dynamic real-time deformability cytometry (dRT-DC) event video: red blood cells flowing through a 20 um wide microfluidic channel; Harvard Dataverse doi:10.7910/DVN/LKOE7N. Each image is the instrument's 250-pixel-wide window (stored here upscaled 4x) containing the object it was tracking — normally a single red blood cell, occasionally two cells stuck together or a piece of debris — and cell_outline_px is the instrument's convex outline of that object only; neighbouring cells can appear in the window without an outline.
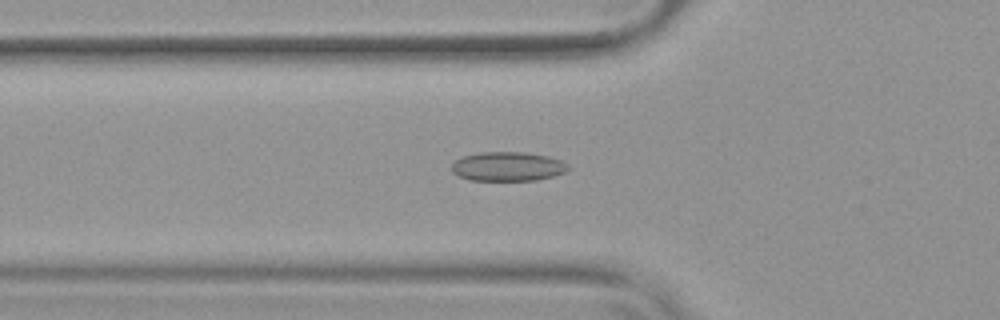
{"species": "common noctule bat (a hibernating species)", "species_latin": "Nyctalus noctula", "temperature_condition": "warm", "stored_images_in_passage": 53, "camera_frame_rate_fps": 3000, "um_per_image_px": 0.085, "animal": {"sex": "female", "body_mass_g": 19.9}, "frame": {"image": 1, "passage_image": 19, "time_ms": 6.0, "image_size_px": [1000, 320], "cell_outline_px": [[568, 168], [564, 172], [552, 176], [536, 180], [468, 180], [452, 172], [452, 164], [460, 156], [480, 152], [524, 152], [548, 156], [560, 160], [568, 164]], "centroid_in_image_um": [43.12, 14.14], "position_along_channel_um": 82.7, "area_um2": 19.77}}
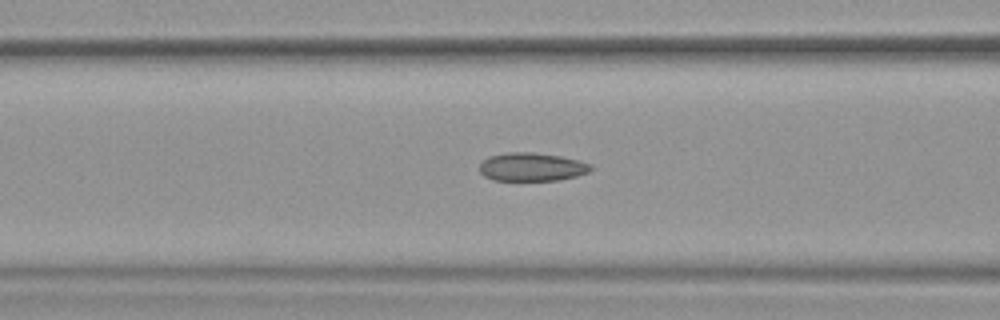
{"frame": {"image": 2, "passage_image": 22, "time_ms": 7.0, "image_size_px": [1000, 320], "cell_outline_px": [[592, 168], [588, 172], [576, 176], [560, 180], [492, 180], [484, 176], [480, 172], [480, 164], [488, 156], [508, 152], [532, 152], [560, 156], [580, 160], [592, 164]], "centroid_in_image_um": [45.21, 14.18], "position_along_channel_um": 121.4, "area_um2": 18.44}}
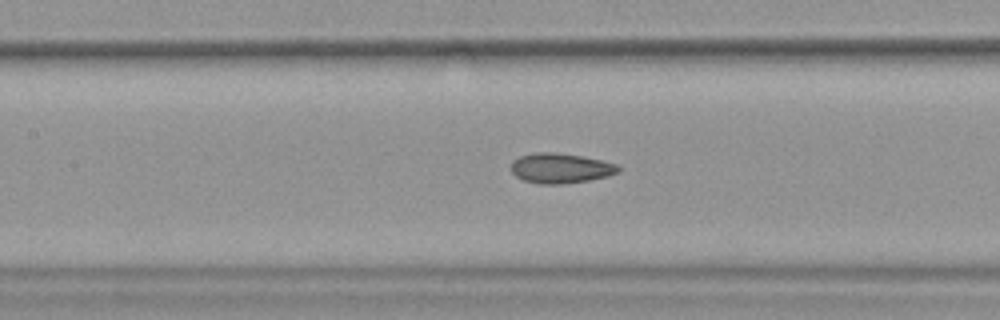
{"frame": {"image": 3, "passage_image": 25, "time_ms": 8.0, "image_size_px": [1000, 320], "cell_outline_px": [[620, 172], [608, 176], [588, 180], [564, 184], [540, 184], [524, 180], [516, 176], [512, 172], [512, 160], [520, 156], [536, 152], [556, 152], [580, 156], [600, 160], [616, 164], [620, 168]], "centroid_in_image_um": [47.64, 14.3], "position_along_channel_um": 159.8, "area_um2": 18.67}, "authors_computed_cell_mechanics": {"area_um2": 19.2474, "velocity_mm_per_s": 3.8306, "shape_relaxation_time_tau1_ms": null, "shape_relaxation_time_tau2_ms": 2.5074, "deformation_change_tau1": null, "deformation_change_tau2": 0.0807}}